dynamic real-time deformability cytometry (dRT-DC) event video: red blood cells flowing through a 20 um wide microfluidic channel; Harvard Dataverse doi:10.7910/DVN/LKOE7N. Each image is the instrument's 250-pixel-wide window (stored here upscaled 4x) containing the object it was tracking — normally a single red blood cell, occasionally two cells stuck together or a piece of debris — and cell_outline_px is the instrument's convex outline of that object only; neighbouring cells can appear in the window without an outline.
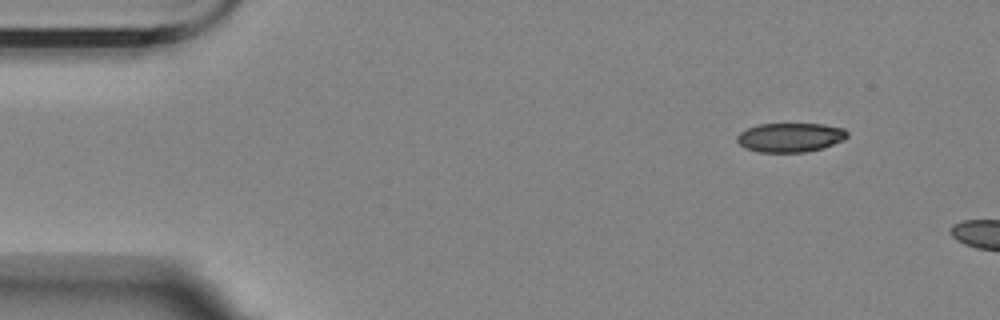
{"species": "Egyptian fruit bat (a non-hibernating species)", "species_latin": "Rousettus aegyptiacus", "temperature_condition": "room temperature", "stored_images_in_passage": 2, "camera_frame_rate_fps": 3000, "um_per_image_px": 0.085, "animal": {"sex": "female"}, "frame": {"image": 1, "passage_image": 1, "time_ms": 0.0, "image_size_px": [1000, 320], "cell_outline_px": [[848, 136], [844, 140], [824, 148], [804, 152], [760, 152], [744, 148], [736, 140], [736, 136], [740, 132], [756, 124], [824, 124], [844, 128], [848, 132]], "centroid_in_image_um": [67.18, 11.68], "position_along_channel_um": 17.8, "area_um2": 18.9}}